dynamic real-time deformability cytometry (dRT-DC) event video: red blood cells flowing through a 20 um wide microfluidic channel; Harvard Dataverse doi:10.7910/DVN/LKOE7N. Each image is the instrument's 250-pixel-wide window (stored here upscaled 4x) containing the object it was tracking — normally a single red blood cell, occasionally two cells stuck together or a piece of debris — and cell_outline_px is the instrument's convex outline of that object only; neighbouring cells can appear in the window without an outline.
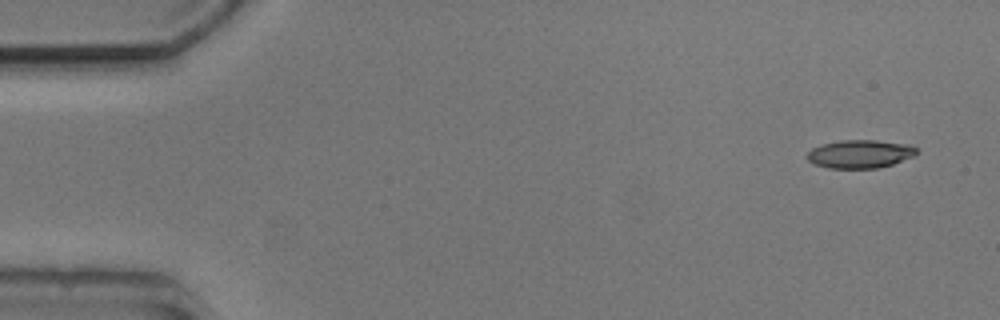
{"species": "common noctule bat (a hibernating species)", "species_latin": "Nyctalus noctula", "temperature_condition": "cold", "stored_images_in_passage": 8, "camera_frame_rate_fps": 3000, "um_per_image_px": 0.085, "animal": {"sex": "male", "body_mass_g": 20.5, "forearm_length_mm": 52.5}, "frame": {"image": 1, "passage_image": 1, "time_ms": 0.0, "image_size_px": [1000, 320], "cell_outline_px": [[920, 152], [916, 156], [892, 164], [876, 168], [828, 168], [816, 164], [808, 160], [808, 152], [812, 148], [820, 144], [840, 140], [876, 140], [908, 144], [916, 148]], "centroid_in_image_um": [73.14, 13.08], "position_along_channel_um": 11.9, "area_um2": 18.09}}
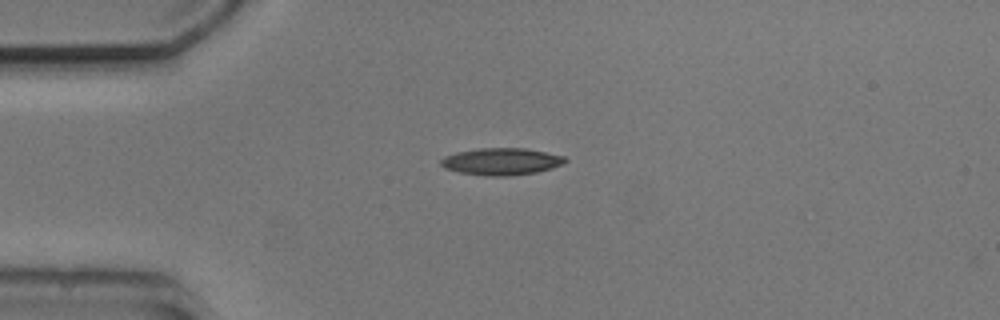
{"frame": {"image": 2, "passage_image": 4, "time_ms": 3.333, "image_size_px": [1000, 320], "cell_outline_px": [[568, 160], [552, 168], [536, 172], [508, 176], [488, 176], [460, 172], [444, 168], [440, 164], [440, 160], [444, 156], [456, 152], [480, 148], [524, 148], [564, 156]], "centroid_in_image_um": [42.58, 13.72], "position_along_channel_um": 42.4, "area_um2": 19.42}}